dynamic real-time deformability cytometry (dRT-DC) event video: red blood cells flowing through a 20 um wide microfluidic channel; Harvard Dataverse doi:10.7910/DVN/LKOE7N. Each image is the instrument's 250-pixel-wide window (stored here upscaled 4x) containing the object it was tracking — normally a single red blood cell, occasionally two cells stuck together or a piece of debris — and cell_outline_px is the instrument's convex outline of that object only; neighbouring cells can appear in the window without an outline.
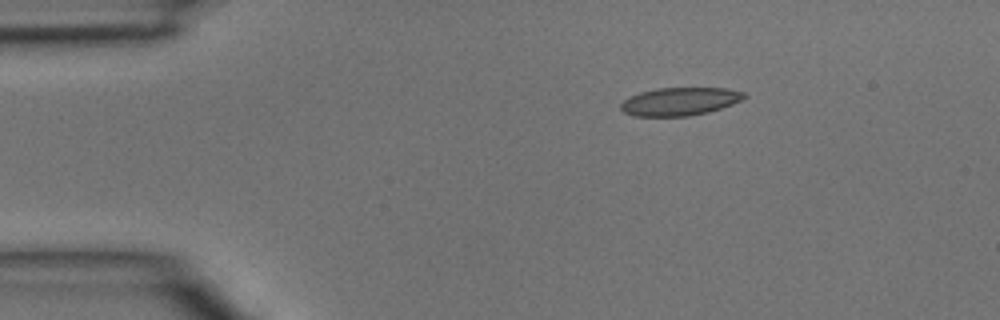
{"species": "common noctule bat (a hibernating species)", "species_latin": "Nyctalus noctula", "temperature_condition": "room temperature", "stored_images_in_passage": 3, "camera_frame_rate_fps": 3000, "um_per_image_px": 0.085, "animal": {"sex": "male", "body_mass_g": 15.6}, "frame": {"image": 1, "passage_image": 1, "time_ms": 0.0, "image_size_px": [1000, 320], "cell_outline_px": [[748, 96], [732, 104], [708, 112], [688, 116], [632, 116], [624, 112], [620, 108], [620, 104], [628, 96], [640, 92], [656, 88], [728, 88], [744, 92]], "centroid_in_image_um": [57.76, 8.62], "position_along_channel_um": 27.2, "area_um2": 20.23}}
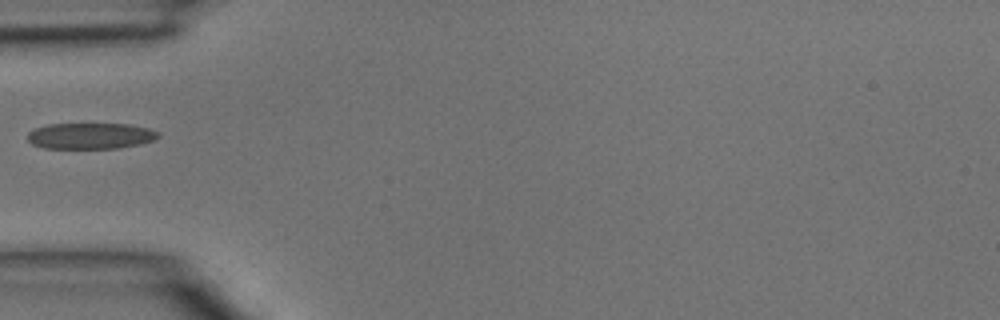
{"frame": {"image": 2, "passage_image": 3, "time_ms": 0.667, "image_size_px": [1000, 320], "cell_outline_px": [[160, 136], [156, 140], [140, 144], [116, 148], [44, 148], [32, 144], [28, 140], [28, 132], [36, 128], [48, 124], [132, 124], [148, 128], [160, 132]], "centroid_in_image_um": [7.73, 11.55], "position_along_channel_um": 77.3, "area_um2": 19.94}}